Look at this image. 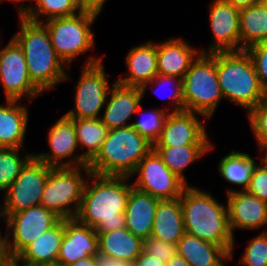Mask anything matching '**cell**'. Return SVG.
I'll list each match as a JSON object with an SVG mask.
<instances>
[{
	"mask_svg": "<svg viewBox=\"0 0 267 266\" xmlns=\"http://www.w3.org/2000/svg\"><path fill=\"white\" fill-rule=\"evenodd\" d=\"M170 82V84L172 83L173 88L171 90V94L169 95V98L171 97V112H179V111H183L184 110V102H183V97H182V79L177 78V77H171V76H166V75H157L155 76L151 82L145 83L143 84L140 89L142 92V95H145V91L147 88H149L148 86H151L150 88L152 90H154V93L158 94V89L164 85V84H168ZM156 87V89H155ZM167 98V97H166Z\"/></svg>",
	"mask_w": 267,
	"mask_h": 266,
	"instance_id": "cell-35",
	"label": "cell"
},
{
	"mask_svg": "<svg viewBox=\"0 0 267 266\" xmlns=\"http://www.w3.org/2000/svg\"><path fill=\"white\" fill-rule=\"evenodd\" d=\"M258 158L262 164H255L246 191L267 203V163L260 155Z\"/></svg>",
	"mask_w": 267,
	"mask_h": 266,
	"instance_id": "cell-38",
	"label": "cell"
},
{
	"mask_svg": "<svg viewBox=\"0 0 267 266\" xmlns=\"http://www.w3.org/2000/svg\"><path fill=\"white\" fill-rule=\"evenodd\" d=\"M96 19L97 15L80 11L70 17L43 21L55 51L68 69L75 57L95 46V33L91 27Z\"/></svg>",
	"mask_w": 267,
	"mask_h": 266,
	"instance_id": "cell-8",
	"label": "cell"
},
{
	"mask_svg": "<svg viewBox=\"0 0 267 266\" xmlns=\"http://www.w3.org/2000/svg\"><path fill=\"white\" fill-rule=\"evenodd\" d=\"M1 218L3 217L0 215V219ZM9 261L11 260L9 258V253L7 250V236H6V233H5V236H2V233L0 231V263L3 264Z\"/></svg>",
	"mask_w": 267,
	"mask_h": 266,
	"instance_id": "cell-44",
	"label": "cell"
},
{
	"mask_svg": "<svg viewBox=\"0 0 267 266\" xmlns=\"http://www.w3.org/2000/svg\"><path fill=\"white\" fill-rule=\"evenodd\" d=\"M17 266H50V265H31V264H25L20 262H14Z\"/></svg>",
	"mask_w": 267,
	"mask_h": 266,
	"instance_id": "cell-50",
	"label": "cell"
},
{
	"mask_svg": "<svg viewBox=\"0 0 267 266\" xmlns=\"http://www.w3.org/2000/svg\"><path fill=\"white\" fill-rule=\"evenodd\" d=\"M65 232V219L38 236L13 262L31 265L56 266L57 257Z\"/></svg>",
	"mask_w": 267,
	"mask_h": 266,
	"instance_id": "cell-23",
	"label": "cell"
},
{
	"mask_svg": "<svg viewBox=\"0 0 267 266\" xmlns=\"http://www.w3.org/2000/svg\"><path fill=\"white\" fill-rule=\"evenodd\" d=\"M19 22L20 30L12 38L23 50L32 83L44 92L70 80L64 68L66 64L55 51L45 24L26 17H19Z\"/></svg>",
	"mask_w": 267,
	"mask_h": 266,
	"instance_id": "cell-3",
	"label": "cell"
},
{
	"mask_svg": "<svg viewBox=\"0 0 267 266\" xmlns=\"http://www.w3.org/2000/svg\"><path fill=\"white\" fill-rule=\"evenodd\" d=\"M48 144L50 151L34 153L37 160L51 167L81 166V154L75 155L74 153L79 146L74 122L71 118L63 115L56 121L49 129Z\"/></svg>",
	"mask_w": 267,
	"mask_h": 266,
	"instance_id": "cell-15",
	"label": "cell"
},
{
	"mask_svg": "<svg viewBox=\"0 0 267 266\" xmlns=\"http://www.w3.org/2000/svg\"><path fill=\"white\" fill-rule=\"evenodd\" d=\"M216 71L224 99L240 105L248 113L266 94L245 50L216 52Z\"/></svg>",
	"mask_w": 267,
	"mask_h": 266,
	"instance_id": "cell-5",
	"label": "cell"
},
{
	"mask_svg": "<svg viewBox=\"0 0 267 266\" xmlns=\"http://www.w3.org/2000/svg\"><path fill=\"white\" fill-rule=\"evenodd\" d=\"M177 251L190 266H226L224 261L231 260L230 253L224 247L186 232L178 240Z\"/></svg>",
	"mask_w": 267,
	"mask_h": 266,
	"instance_id": "cell-25",
	"label": "cell"
},
{
	"mask_svg": "<svg viewBox=\"0 0 267 266\" xmlns=\"http://www.w3.org/2000/svg\"><path fill=\"white\" fill-rule=\"evenodd\" d=\"M33 5L32 11L26 18L35 22H43L57 17H70L80 12L76 0H36Z\"/></svg>",
	"mask_w": 267,
	"mask_h": 266,
	"instance_id": "cell-33",
	"label": "cell"
},
{
	"mask_svg": "<svg viewBox=\"0 0 267 266\" xmlns=\"http://www.w3.org/2000/svg\"><path fill=\"white\" fill-rule=\"evenodd\" d=\"M225 1L239 10L251 6L252 4L260 2V0H225Z\"/></svg>",
	"mask_w": 267,
	"mask_h": 266,
	"instance_id": "cell-46",
	"label": "cell"
},
{
	"mask_svg": "<svg viewBox=\"0 0 267 266\" xmlns=\"http://www.w3.org/2000/svg\"><path fill=\"white\" fill-rule=\"evenodd\" d=\"M81 12H89L99 15L103 9L106 0H76Z\"/></svg>",
	"mask_w": 267,
	"mask_h": 266,
	"instance_id": "cell-41",
	"label": "cell"
},
{
	"mask_svg": "<svg viewBox=\"0 0 267 266\" xmlns=\"http://www.w3.org/2000/svg\"><path fill=\"white\" fill-rule=\"evenodd\" d=\"M213 145H184V146H153V150L165 163V165L186 185H189L186 181L184 170H187L191 163L193 164L204 155H207L208 151L213 149Z\"/></svg>",
	"mask_w": 267,
	"mask_h": 266,
	"instance_id": "cell-28",
	"label": "cell"
},
{
	"mask_svg": "<svg viewBox=\"0 0 267 266\" xmlns=\"http://www.w3.org/2000/svg\"><path fill=\"white\" fill-rule=\"evenodd\" d=\"M184 233L180 197L173 200H160L156 207L151 236L163 242L177 244Z\"/></svg>",
	"mask_w": 267,
	"mask_h": 266,
	"instance_id": "cell-26",
	"label": "cell"
},
{
	"mask_svg": "<svg viewBox=\"0 0 267 266\" xmlns=\"http://www.w3.org/2000/svg\"><path fill=\"white\" fill-rule=\"evenodd\" d=\"M256 162L251 155L242 151L231 150L218 164V172L226 182L241 186L246 190L251 179V173Z\"/></svg>",
	"mask_w": 267,
	"mask_h": 266,
	"instance_id": "cell-31",
	"label": "cell"
},
{
	"mask_svg": "<svg viewBox=\"0 0 267 266\" xmlns=\"http://www.w3.org/2000/svg\"><path fill=\"white\" fill-rule=\"evenodd\" d=\"M261 4L264 6V8L267 11V0H260Z\"/></svg>",
	"mask_w": 267,
	"mask_h": 266,
	"instance_id": "cell-52",
	"label": "cell"
},
{
	"mask_svg": "<svg viewBox=\"0 0 267 266\" xmlns=\"http://www.w3.org/2000/svg\"><path fill=\"white\" fill-rule=\"evenodd\" d=\"M227 213L231 229L256 230L267 226V203L246 190L227 189Z\"/></svg>",
	"mask_w": 267,
	"mask_h": 266,
	"instance_id": "cell-17",
	"label": "cell"
},
{
	"mask_svg": "<svg viewBox=\"0 0 267 266\" xmlns=\"http://www.w3.org/2000/svg\"><path fill=\"white\" fill-rule=\"evenodd\" d=\"M267 41V11L261 2L240 10V51Z\"/></svg>",
	"mask_w": 267,
	"mask_h": 266,
	"instance_id": "cell-30",
	"label": "cell"
},
{
	"mask_svg": "<svg viewBox=\"0 0 267 266\" xmlns=\"http://www.w3.org/2000/svg\"><path fill=\"white\" fill-rule=\"evenodd\" d=\"M52 167L33 157L5 190L0 215L6 219L11 214L41 203L44 186Z\"/></svg>",
	"mask_w": 267,
	"mask_h": 266,
	"instance_id": "cell-10",
	"label": "cell"
},
{
	"mask_svg": "<svg viewBox=\"0 0 267 266\" xmlns=\"http://www.w3.org/2000/svg\"><path fill=\"white\" fill-rule=\"evenodd\" d=\"M185 232L206 242L224 247L233 259L235 248L227 206L196 186L187 185L181 196Z\"/></svg>",
	"mask_w": 267,
	"mask_h": 266,
	"instance_id": "cell-2",
	"label": "cell"
},
{
	"mask_svg": "<svg viewBox=\"0 0 267 266\" xmlns=\"http://www.w3.org/2000/svg\"><path fill=\"white\" fill-rule=\"evenodd\" d=\"M184 110L210 119L224 97L218 83L216 52L201 53L182 79Z\"/></svg>",
	"mask_w": 267,
	"mask_h": 266,
	"instance_id": "cell-6",
	"label": "cell"
},
{
	"mask_svg": "<svg viewBox=\"0 0 267 266\" xmlns=\"http://www.w3.org/2000/svg\"><path fill=\"white\" fill-rule=\"evenodd\" d=\"M68 266H97L96 256H88L87 258L77 260Z\"/></svg>",
	"mask_w": 267,
	"mask_h": 266,
	"instance_id": "cell-47",
	"label": "cell"
},
{
	"mask_svg": "<svg viewBox=\"0 0 267 266\" xmlns=\"http://www.w3.org/2000/svg\"><path fill=\"white\" fill-rule=\"evenodd\" d=\"M247 243L245 253L240 260L243 266H267V235L265 232L262 231Z\"/></svg>",
	"mask_w": 267,
	"mask_h": 266,
	"instance_id": "cell-37",
	"label": "cell"
},
{
	"mask_svg": "<svg viewBox=\"0 0 267 266\" xmlns=\"http://www.w3.org/2000/svg\"><path fill=\"white\" fill-rule=\"evenodd\" d=\"M152 149L153 144L132 126L111 129L88 167L93 174L131 178Z\"/></svg>",
	"mask_w": 267,
	"mask_h": 266,
	"instance_id": "cell-4",
	"label": "cell"
},
{
	"mask_svg": "<svg viewBox=\"0 0 267 266\" xmlns=\"http://www.w3.org/2000/svg\"><path fill=\"white\" fill-rule=\"evenodd\" d=\"M211 2L209 20L214 39L201 53L240 51V10L225 0Z\"/></svg>",
	"mask_w": 267,
	"mask_h": 266,
	"instance_id": "cell-14",
	"label": "cell"
},
{
	"mask_svg": "<svg viewBox=\"0 0 267 266\" xmlns=\"http://www.w3.org/2000/svg\"><path fill=\"white\" fill-rule=\"evenodd\" d=\"M82 173L86 176L84 177ZM91 173L88 165L52 167L44 186L40 205L52 210L62 219L75 218Z\"/></svg>",
	"mask_w": 267,
	"mask_h": 266,
	"instance_id": "cell-7",
	"label": "cell"
},
{
	"mask_svg": "<svg viewBox=\"0 0 267 266\" xmlns=\"http://www.w3.org/2000/svg\"><path fill=\"white\" fill-rule=\"evenodd\" d=\"M61 219L42 205L30 207L3 219L7 226V250L10 260H14L31 242Z\"/></svg>",
	"mask_w": 267,
	"mask_h": 266,
	"instance_id": "cell-11",
	"label": "cell"
},
{
	"mask_svg": "<svg viewBox=\"0 0 267 266\" xmlns=\"http://www.w3.org/2000/svg\"><path fill=\"white\" fill-rule=\"evenodd\" d=\"M99 254V239L94 228L73 219H65V232L56 266H68L77 260Z\"/></svg>",
	"mask_w": 267,
	"mask_h": 266,
	"instance_id": "cell-18",
	"label": "cell"
},
{
	"mask_svg": "<svg viewBox=\"0 0 267 266\" xmlns=\"http://www.w3.org/2000/svg\"><path fill=\"white\" fill-rule=\"evenodd\" d=\"M7 1H11V2H13L15 4L16 3L19 4L18 5L19 7H17V10L19 11L18 12L19 13V17H26L33 9V5H31L33 0H7ZM25 1H30V5L29 4L28 5H24L23 3ZM34 1L36 3V0H34Z\"/></svg>",
	"mask_w": 267,
	"mask_h": 266,
	"instance_id": "cell-45",
	"label": "cell"
},
{
	"mask_svg": "<svg viewBox=\"0 0 267 266\" xmlns=\"http://www.w3.org/2000/svg\"><path fill=\"white\" fill-rule=\"evenodd\" d=\"M0 266H17L12 260L7 262V263H3Z\"/></svg>",
	"mask_w": 267,
	"mask_h": 266,
	"instance_id": "cell-51",
	"label": "cell"
},
{
	"mask_svg": "<svg viewBox=\"0 0 267 266\" xmlns=\"http://www.w3.org/2000/svg\"><path fill=\"white\" fill-rule=\"evenodd\" d=\"M101 57L90 56L82 67L74 95V109L64 115L68 118H101L108 93L111 89Z\"/></svg>",
	"mask_w": 267,
	"mask_h": 266,
	"instance_id": "cell-9",
	"label": "cell"
},
{
	"mask_svg": "<svg viewBox=\"0 0 267 266\" xmlns=\"http://www.w3.org/2000/svg\"><path fill=\"white\" fill-rule=\"evenodd\" d=\"M128 76L114 79L125 86L141 87L158 75L157 43L147 41L130 49L126 58Z\"/></svg>",
	"mask_w": 267,
	"mask_h": 266,
	"instance_id": "cell-21",
	"label": "cell"
},
{
	"mask_svg": "<svg viewBox=\"0 0 267 266\" xmlns=\"http://www.w3.org/2000/svg\"><path fill=\"white\" fill-rule=\"evenodd\" d=\"M129 179L91 173L75 219L96 232L126 228L125 208L133 188Z\"/></svg>",
	"mask_w": 267,
	"mask_h": 266,
	"instance_id": "cell-1",
	"label": "cell"
},
{
	"mask_svg": "<svg viewBox=\"0 0 267 266\" xmlns=\"http://www.w3.org/2000/svg\"><path fill=\"white\" fill-rule=\"evenodd\" d=\"M111 95H110V94ZM108 93L102 123L109 129L128 127L132 122H127L133 114L142 113L141 100L143 95L140 87L125 86L114 81Z\"/></svg>",
	"mask_w": 267,
	"mask_h": 266,
	"instance_id": "cell-19",
	"label": "cell"
},
{
	"mask_svg": "<svg viewBox=\"0 0 267 266\" xmlns=\"http://www.w3.org/2000/svg\"><path fill=\"white\" fill-rule=\"evenodd\" d=\"M0 82L6 100L21 101L25 96L31 102L42 93L32 83L23 50L13 38L0 49Z\"/></svg>",
	"mask_w": 267,
	"mask_h": 266,
	"instance_id": "cell-13",
	"label": "cell"
},
{
	"mask_svg": "<svg viewBox=\"0 0 267 266\" xmlns=\"http://www.w3.org/2000/svg\"><path fill=\"white\" fill-rule=\"evenodd\" d=\"M160 200L143 193L134 187L131 189L125 208L126 228L139 238L151 236L156 207Z\"/></svg>",
	"mask_w": 267,
	"mask_h": 266,
	"instance_id": "cell-22",
	"label": "cell"
},
{
	"mask_svg": "<svg viewBox=\"0 0 267 266\" xmlns=\"http://www.w3.org/2000/svg\"><path fill=\"white\" fill-rule=\"evenodd\" d=\"M191 111L170 112L153 146L211 145L204 123Z\"/></svg>",
	"mask_w": 267,
	"mask_h": 266,
	"instance_id": "cell-16",
	"label": "cell"
},
{
	"mask_svg": "<svg viewBox=\"0 0 267 266\" xmlns=\"http://www.w3.org/2000/svg\"><path fill=\"white\" fill-rule=\"evenodd\" d=\"M74 122L78 146L82 147L81 166L88 165L100 152L103 141L106 139L109 129L102 123L101 118L77 119L71 118Z\"/></svg>",
	"mask_w": 267,
	"mask_h": 266,
	"instance_id": "cell-29",
	"label": "cell"
},
{
	"mask_svg": "<svg viewBox=\"0 0 267 266\" xmlns=\"http://www.w3.org/2000/svg\"><path fill=\"white\" fill-rule=\"evenodd\" d=\"M27 108L16 100H6V105H0V147H24L29 120Z\"/></svg>",
	"mask_w": 267,
	"mask_h": 266,
	"instance_id": "cell-24",
	"label": "cell"
},
{
	"mask_svg": "<svg viewBox=\"0 0 267 266\" xmlns=\"http://www.w3.org/2000/svg\"><path fill=\"white\" fill-rule=\"evenodd\" d=\"M96 265L97 266H132L131 263H128L125 261H117L101 253H99L96 256Z\"/></svg>",
	"mask_w": 267,
	"mask_h": 266,
	"instance_id": "cell-43",
	"label": "cell"
},
{
	"mask_svg": "<svg viewBox=\"0 0 267 266\" xmlns=\"http://www.w3.org/2000/svg\"><path fill=\"white\" fill-rule=\"evenodd\" d=\"M133 187L159 200L179 198L187 186L152 149L138 164Z\"/></svg>",
	"mask_w": 267,
	"mask_h": 266,
	"instance_id": "cell-12",
	"label": "cell"
},
{
	"mask_svg": "<svg viewBox=\"0 0 267 266\" xmlns=\"http://www.w3.org/2000/svg\"><path fill=\"white\" fill-rule=\"evenodd\" d=\"M140 120L132 122V127L149 142L154 144L163 129L164 121L167 115L171 112L170 108L166 106L162 109L156 108L147 112L142 111ZM145 113V114H144Z\"/></svg>",
	"mask_w": 267,
	"mask_h": 266,
	"instance_id": "cell-34",
	"label": "cell"
},
{
	"mask_svg": "<svg viewBox=\"0 0 267 266\" xmlns=\"http://www.w3.org/2000/svg\"><path fill=\"white\" fill-rule=\"evenodd\" d=\"M20 150L22 149L0 147V191H5L34 157V153H25L21 158Z\"/></svg>",
	"mask_w": 267,
	"mask_h": 266,
	"instance_id": "cell-32",
	"label": "cell"
},
{
	"mask_svg": "<svg viewBox=\"0 0 267 266\" xmlns=\"http://www.w3.org/2000/svg\"><path fill=\"white\" fill-rule=\"evenodd\" d=\"M143 252L156 257L165 264L170 261L177 253V244L163 242L152 236L143 239Z\"/></svg>",
	"mask_w": 267,
	"mask_h": 266,
	"instance_id": "cell-40",
	"label": "cell"
},
{
	"mask_svg": "<svg viewBox=\"0 0 267 266\" xmlns=\"http://www.w3.org/2000/svg\"><path fill=\"white\" fill-rule=\"evenodd\" d=\"M201 51L183 38H170L157 44V70L159 75L183 79Z\"/></svg>",
	"mask_w": 267,
	"mask_h": 266,
	"instance_id": "cell-20",
	"label": "cell"
},
{
	"mask_svg": "<svg viewBox=\"0 0 267 266\" xmlns=\"http://www.w3.org/2000/svg\"><path fill=\"white\" fill-rule=\"evenodd\" d=\"M261 152H263L261 159H263L267 163V147H265L263 150H261Z\"/></svg>",
	"mask_w": 267,
	"mask_h": 266,
	"instance_id": "cell-49",
	"label": "cell"
},
{
	"mask_svg": "<svg viewBox=\"0 0 267 266\" xmlns=\"http://www.w3.org/2000/svg\"><path fill=\"white\" fill-rule=\"evenodd\" d=\"M99 253L117 261L132 263L143 251V240L127 228L110 232H97Z\"/></svg>",
	"mask_w": 267,
	"mask_h": 266,
	"instance_id": "cell-27",
	"label": "cell"
},
{
	"mask_svg": "<svg viewBox=\"0 0 267 266\" xmlns=\"http://www.w3.org/2000/svg\"><path fill=\"white\" fill-rule=\"evenodd\" d=\"M132 266H165L161 260L142 251V253L131 263Z\"/></svg>",
	"mask_w": 267,
	"mask_h": 266,
	"instance_id": "cell-42",
	"label": "cell"
},
{
	"mask_svg": "<svg viewBox=\"0 0 267 266\" xmlns=\"http://www.w3.org/2000/svg\"><path fill=\"white\" fill-rule=\"evenodd\" d=\"M248 119L261 151L267 147V92L257 106L248 113Z\"/></svg>",
	"mask_w": 267,
	"mask_h": 266,
	"instance_id": "cell-36",
	"label": "cell"
},
{
	"mask_svg": "<svg viewBox=\"0 0 267 266\" xmlns=\"http://www.w3.org/2000/svg\"><path fill=\"white\" fill-rule=\"evenodd\" d=\"M245 51L253 62L263 89L267 92V41L253 44Z\"/></svg>",
	"mask_w": 267,
	"mask_h": 266,
	"instance_id": "cell-39",
	"label": "cell"
},
{
	"mask_svg": "<svg viewBox=\"0 0 267 266\" xmlns=\"http://www.w3.org/2000/svg\"><path fill=\"white\" fill-rule=\"evenodd\" d=\"M165 266H190V264L177 253Z\"/></svg>",
	"mask_w": 267,
	"mask_h": 266,
	"instance_id": "cell-48",
	"label": "cell"
}]
</instances>
